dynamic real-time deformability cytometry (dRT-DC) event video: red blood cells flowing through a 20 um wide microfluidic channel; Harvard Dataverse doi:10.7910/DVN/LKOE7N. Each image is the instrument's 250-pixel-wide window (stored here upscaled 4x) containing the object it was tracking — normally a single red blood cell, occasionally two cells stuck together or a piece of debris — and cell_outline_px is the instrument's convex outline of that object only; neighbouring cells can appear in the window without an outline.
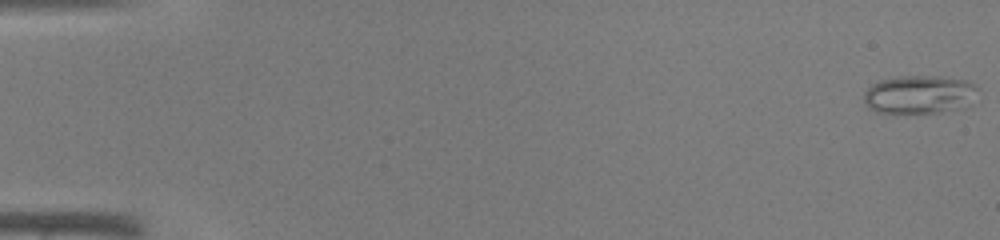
{"species": "common noctule bat (a hibernating species)", "species_latin": "Nyctalus noctula", "temperature_condition": "warm", "stored_images_in_passage": 10, "camera_frame_rate_fps": 3000, "um_per_image_px": 0.085, "animal": {"sex": "male", "body_mass_g": 19.0, "forearm_length_mm": 50.8}, "frame": {"image": 1, "passage_image": 1, "time_ms": 0.0, "image_size_px": [1000, 240], "cell_outline_px": [[980, 100], [964, 108], [940, 112], [876, 112], [868, 108], [864, 100], [864, 92], [872, 84], [880, 80], [900, 76], [940, 76], [968, 80], [976, 88]], "centroid_in_image_um": [78.23, 8.03], "position_along_channel_um": 6.8, "area_um2": 25.84}}